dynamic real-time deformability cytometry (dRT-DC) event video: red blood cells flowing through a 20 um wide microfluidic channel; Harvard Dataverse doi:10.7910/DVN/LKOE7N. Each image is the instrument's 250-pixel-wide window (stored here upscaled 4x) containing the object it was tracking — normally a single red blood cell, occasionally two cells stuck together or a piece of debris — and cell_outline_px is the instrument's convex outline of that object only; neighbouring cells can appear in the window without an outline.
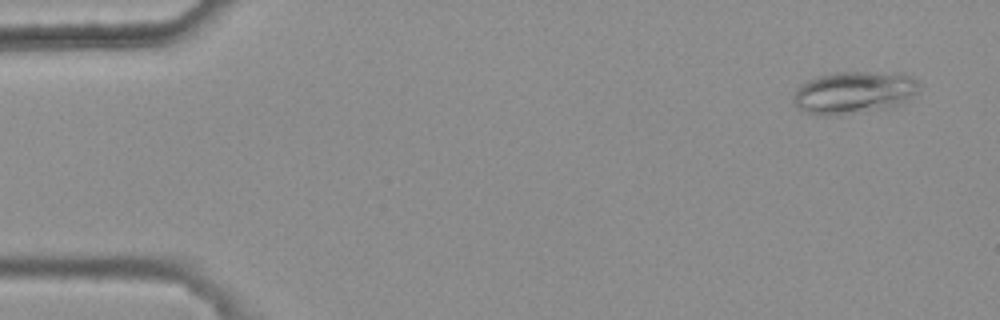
{"species": "common noctule bat (a hibernating species)", "species_latin": "Nyctalus noctula", "temperature_condition": "warm", "stored_images_in_passage": 8, "camera_frame_rate_fps": 3000, "um_per_image_px": 0.085, "animal": {"sex": "female", "body_mass_g": 25.1}, "frame": {"image": 1, "passage_image": 1, "time_ms": 0.0, "image_size_px": [1000, 320], "cell_outline_px": [[920, 88], [908, 100], [892, 108], [840, 116], [824, 116], [804, 112], [792, 100], [792, 96], [796, 88], [800, 84], [816, 76], [836, 72], [900, 72], [912, 76], [920, 84]], "centroid_in_image_um": [72.6, 7.87], "position_along_channel_um": 12.4, "area_um2": 31.91}}
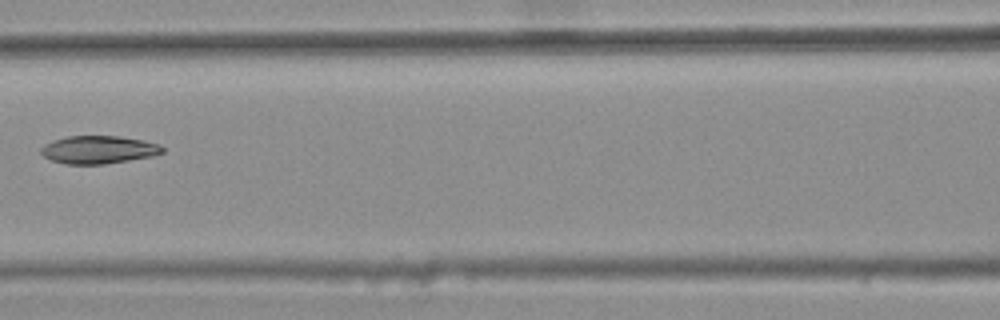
{"frame": {"image": 2, "passage_image": 7, "time_ms": 2.0, "image_size_px": [1000, 320], "cell_outline_px": [[164, 152], [152, 156], [104, 164], [64, 164], [52, 160], [44, 156], [40, 152], [40, 148], [44, 144], [52, 140], [68, 136], [120, 136], [144, 140], [160, 144], [164, 148]], "centroid_in_image_um": [8.37, 12.71], "position_along_channel_um": 158.2, "area_um2": 19.83}}
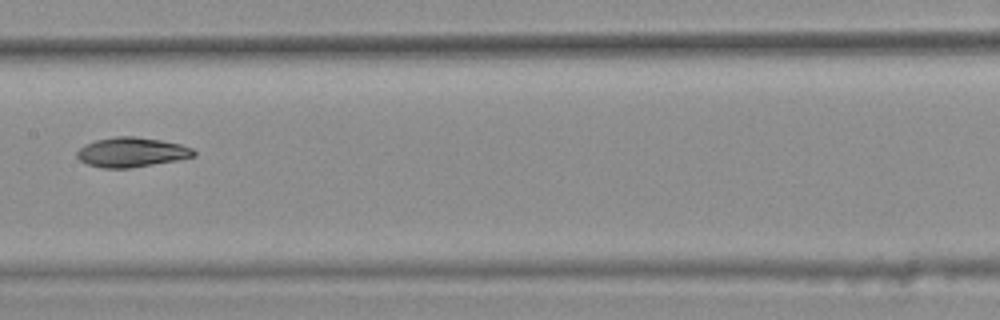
{"frame": {"image": 3, "passage_image": 8, "time_ms": 2.333, "image_size_px": [1000, 320], "cell_outline_px": [[196, 156], [176, 160], [132, 168], [104, 168], [88, 164], [80, 160], [76, 156], [76, 152], [84, 144], [96, 140], [116, 136], [136, 136], [160, 140], [180, 144], [192, 148], [196, 152]], "centroid_in_image_um": [11.18, 12.93], "position_along_channel_um": 196.2, "area_um2": 20.17}}